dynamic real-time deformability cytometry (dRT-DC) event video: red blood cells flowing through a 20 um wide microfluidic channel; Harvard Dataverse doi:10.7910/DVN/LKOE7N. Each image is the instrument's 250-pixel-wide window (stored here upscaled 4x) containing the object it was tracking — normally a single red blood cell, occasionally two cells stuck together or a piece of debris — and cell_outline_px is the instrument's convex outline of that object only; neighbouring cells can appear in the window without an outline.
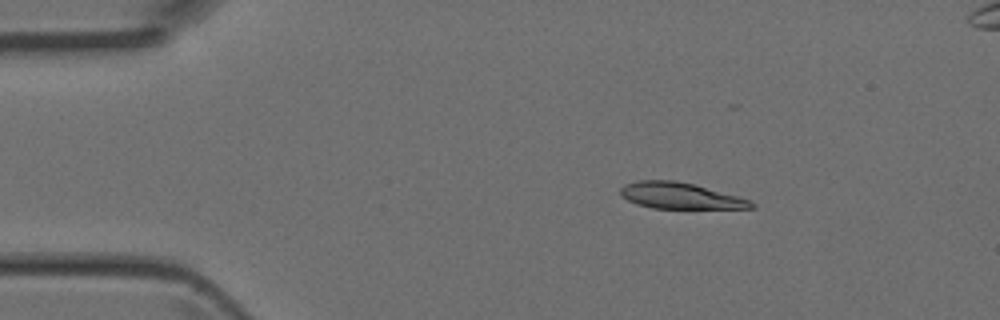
{"species": "Egyptian fruit bat (a non-hibernating species)", "species_latin": "Rousettus aegyptiacus", "temperature_condition": "room temperature", "stored_images_in_passage": 4, "camera_frame_rate_fps": 3000, "um_per_image_px": 0.085, "animal": {"sex": "female"}, "frame": {"image": 1, "passage_image": 2, "time_ms": 0.333, "image_size_px": [1000, 320], "cell_outline_px": [[756, 208], [652, 208], [636, 204], [620, 196], [620, 188], [624, 184], [636, 180], [676, 180], [692, 184], [752, 200], [756, 204]], "centroid_in_image_um": [57.78, 16.64], "position_along_channel_um": 27.2, "area_um2": 19.94}}